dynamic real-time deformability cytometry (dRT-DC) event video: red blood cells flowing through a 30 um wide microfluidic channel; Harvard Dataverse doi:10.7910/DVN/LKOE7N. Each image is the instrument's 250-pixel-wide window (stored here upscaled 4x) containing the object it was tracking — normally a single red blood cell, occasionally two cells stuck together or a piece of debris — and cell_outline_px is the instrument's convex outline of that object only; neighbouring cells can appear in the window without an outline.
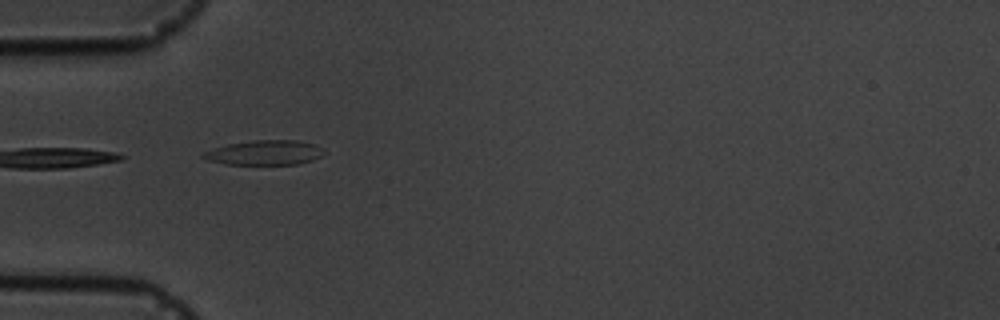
{"species": "common noctule bat (a hibernating species)", "species_latin": "Nyctalus noctula", "temperature_condition": "cold", "stored_images_in_passage": 2, "camera_frame_rate_fps": 3000, "um_per_image_px": 0.085, "animal": {"sex": "male", "body_mass_g": 19.5, "forearm_length_mm": 54.6}, "frame": {"image": 1, "passage_image": 1, "time_ms": 0.0, "image_size_px": [1000, 320], "cell_outline_px": [[328, 152], [312, 160], [296, 164], [224, 164], [208, 160], [200, 156], [204, 152], [212, 148], [228, 144], [252, 140], [296, 140], [316, 144], [324, 148]], "centroid_in_image_um": [22.53, 12.96], "position_along_channel_um": 62.5, "area_um2": 17.51}}